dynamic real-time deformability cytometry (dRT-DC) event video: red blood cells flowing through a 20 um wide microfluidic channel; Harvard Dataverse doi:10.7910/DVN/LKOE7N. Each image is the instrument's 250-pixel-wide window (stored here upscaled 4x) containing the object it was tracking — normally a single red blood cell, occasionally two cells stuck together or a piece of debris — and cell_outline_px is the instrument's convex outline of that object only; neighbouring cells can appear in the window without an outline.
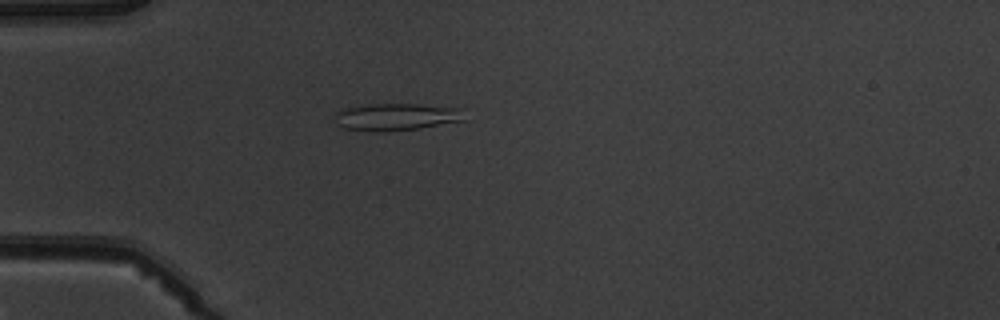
{"species": "common noctule bat (a hibernating species)", "species_latin": "Nyctalus noctula", "temperature_condition": "warm", "stored_images_in_passage": 2, "camera_frame_rate_fps": 3000, "um_per_image_px": 0.085, "animal": {"sex": "male", "body_mass_g": 19.5, "forearm_length_mm": 54.6}, "frame": {"image": 1, "passage_image": 2, "time_ms": 1.0, "image_size_px": [1000, 320], "cell_outline_px": [[464, 120], [420, 128], [384, 132], [376, 132], [344, 128], [336, 124], [336, 112], [348, 108], [368, 104], [420, 104], [464, 108]], "centroid_in_image_um": [33.73, 9.93], "position_along_channel_um": 51.3, "area_um2": 20.58}}